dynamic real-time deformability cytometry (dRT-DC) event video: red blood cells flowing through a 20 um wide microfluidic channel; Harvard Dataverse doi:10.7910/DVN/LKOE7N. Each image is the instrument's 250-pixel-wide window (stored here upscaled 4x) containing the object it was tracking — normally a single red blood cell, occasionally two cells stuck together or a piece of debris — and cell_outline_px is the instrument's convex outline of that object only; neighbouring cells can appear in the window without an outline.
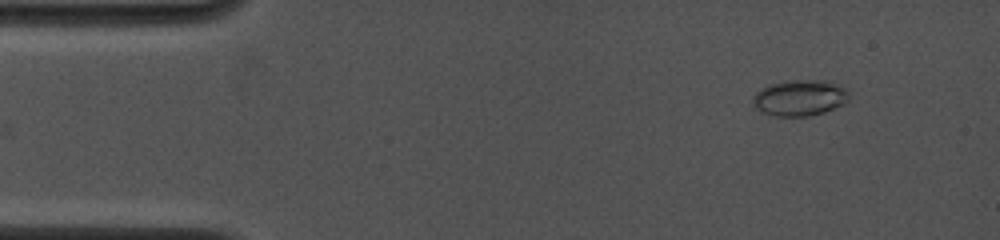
{"species": "common noctule bat (a hibernating species)", "species_latin": "Nyctalus noctula", "temperature_condition": "cold", "stored_images_in_passage": 51, "segment_of_instrument_passage": [1, 2], "camera_frame_rate_fps": 4000, "um_per_image_px": 0.085, "animal": {"sex": "female", "body_mass_g": 19.0, "forearm_length_mm": 53.3}, "frame": {"image": 1, "passage_image": 1, "time_ms": 0.0, "image_size_px": [1000, 240], "cell_outline_px": [[848, 100], [844, 104], [824, 112], [808, 116], [776, 116], [764, 112], [756, 108], [752, 100], [752, 96], [760, 88], [784, 80], [832, 80], [840, 84], [848, 92]], "centroid_in_image_um": [68.0, 8.29], "position_along_channel_um": 17.0, "area_um2": 20.35}}
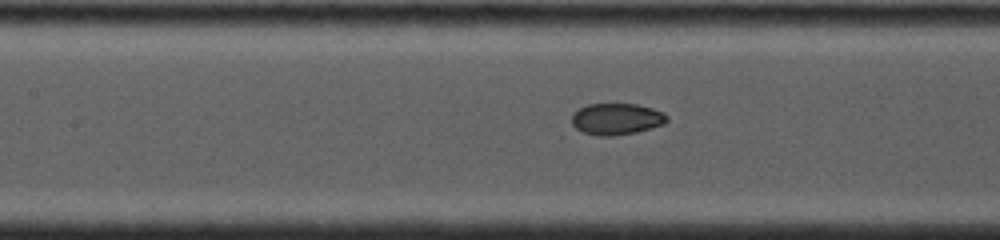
{"frame": {"image": 2, "passage_image": 18, "time_ms": 5.5, "image_size_px": [1000, 240], "cell_outline_px": [[668, 120], [664, 124], [636, 132], [612, 136], [596, 136], [584, 132], [576, 128], [572, 124], [572, 112], [588, 104], [636, 104], [652, 108], [664, 112], [668, 116]], "centroid_in_image_um": [52.41, 10.11], "position_along_channel_um": 155.0, "area_um2": 17.51}}
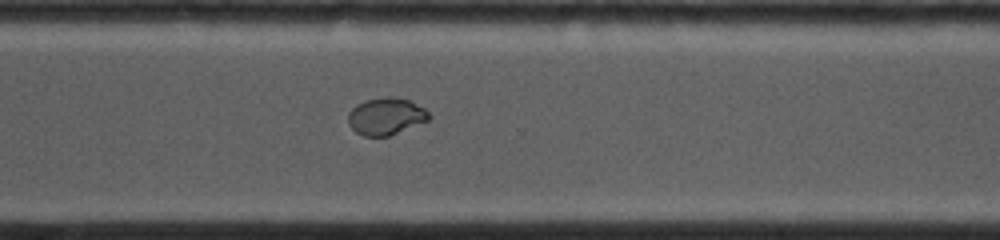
{"frame": {"image": 3, "passage_image": 36, "time_ms": 10.0, "image_size_px": [1000, 240], "cell_outline_px": [[432, 116], [428, 120], [388, 136], [364, 136], [356, 132], [348, 124], [348, 112], [356, 104], [368, 100], [388, 96], [392, 96], [408, 100], [424, 108]], "centroid_in_image_um": [32.79, 9.88], "position_along_channel_um": 337.8, "area_um2": 17.28}}